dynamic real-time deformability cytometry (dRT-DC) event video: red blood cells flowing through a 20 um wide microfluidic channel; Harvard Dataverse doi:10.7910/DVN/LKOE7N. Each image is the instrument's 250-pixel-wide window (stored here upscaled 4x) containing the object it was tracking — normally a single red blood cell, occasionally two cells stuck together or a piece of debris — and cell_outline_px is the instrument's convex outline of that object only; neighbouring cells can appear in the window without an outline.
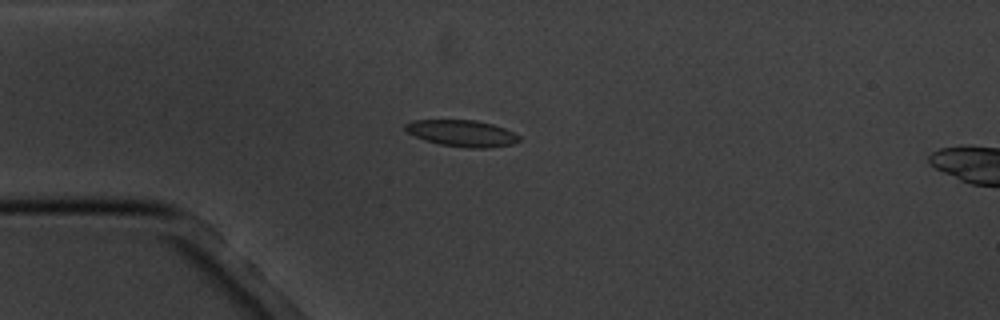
{"species": "common noctule bat (a hibernating species)", "species_latin": "Nyctalus noctula", "temperature_condition": "cold", "stored_images_in_passage": 7, "camera_frame_rate_fps": 3000, "um_per_image_px": 0.085, "animal": {"sex": "male", "body_mass_g": 20.1, "forearm_length_mm": 53.5}, "frame": {"image": 1, "passage_image": 5, "time_ms": 4.667, "image_size_px": [1000, 320], "cell_outline_px": [[520, 140], [512, 144], [488, 148], [468, 148], [440, 144], [424, 140], [408, 132], [404, 128], [404, 124], [412, 120], [476, 120], [492, 124], [504, 128], [520, 136]], "centroid_in_image_um": [39.26, 11.33], "position_along_channel_um": 45.7, "area_um2": 17.51}}
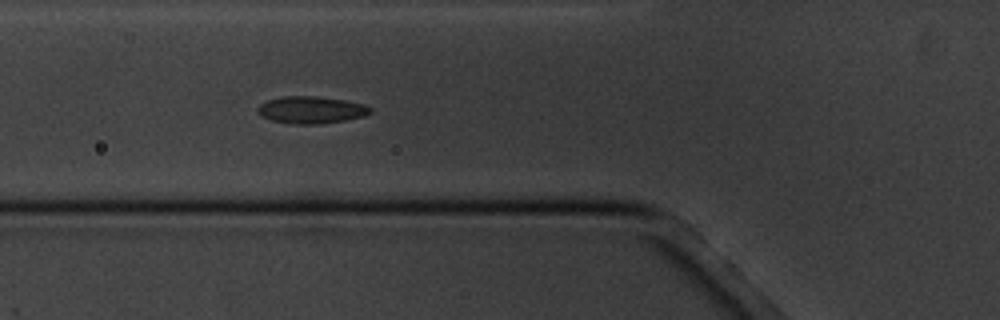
{"frame": {"image": 2, "passage_image": 7, "time_ms": 6.667, "image_size_px": [1000, 320], "cell_outline_px": [[372, 112], [364, 116], [344, 120], [316, 124], [292, 124], [272, 120], [264, 116], [256, 108], [260, 104], [268, 100], [284, 96], [316, 96], [344, 100], [364, 104], [372, 108]], "centroid_in_image_um": [26.48, 9.33], "position_along_channel_um": 99.3, "area_um2": 17.57}}